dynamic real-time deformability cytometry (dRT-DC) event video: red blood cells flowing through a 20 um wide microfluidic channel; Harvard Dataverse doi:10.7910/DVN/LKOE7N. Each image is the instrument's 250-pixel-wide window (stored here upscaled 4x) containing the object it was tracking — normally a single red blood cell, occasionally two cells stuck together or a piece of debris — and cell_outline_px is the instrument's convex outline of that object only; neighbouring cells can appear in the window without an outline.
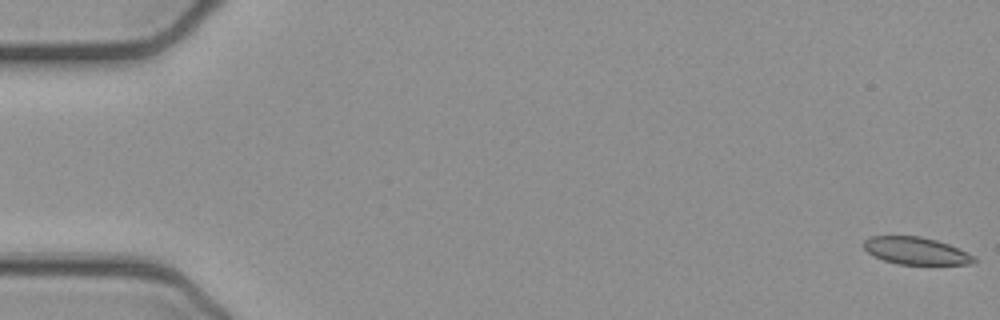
{"species": "common noctule bat (a hibernating species)", "species_latin": "Nyctalus noctula", "temperature_condition": "cold", "stored_images_in_passage": 9, "camera_frame_rate_fps": 3000, "um_per_image_px": 0.085, "animal": {"sex": "female", "body_mass_g": 21.9}, "frame": {"image": 1, "passage_image": 1, "time_ms": 0.0, "image_size_px": [1000, 320], "cell_outline_px": [[976, 260], [972, 264], [896, 264], [872, 256], [864, 248], [864, 240], [868, 236], [920, 236], [936, 240], [948, 244], [968, 252], [976, 256]], "centroid_in_image_um": [77.85, 21.32], "position_along_channel_um": 7.1, "area_um2": 17.63}}